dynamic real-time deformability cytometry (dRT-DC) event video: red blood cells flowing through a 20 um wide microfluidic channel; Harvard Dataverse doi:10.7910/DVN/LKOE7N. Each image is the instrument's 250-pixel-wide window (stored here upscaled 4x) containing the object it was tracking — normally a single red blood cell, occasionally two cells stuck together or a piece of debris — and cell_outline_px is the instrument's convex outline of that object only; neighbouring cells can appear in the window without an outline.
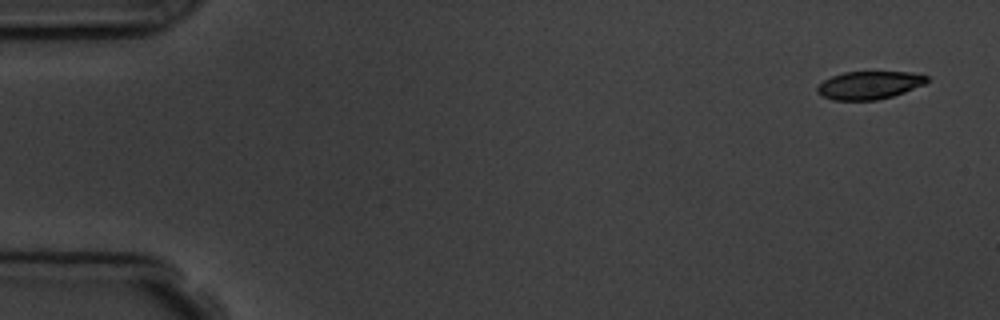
{"species": "common noctule bat (a hibernating species)", "species_latin": "Nyctalus noctula", "temperature_condition": "room temperature", "stored_images_in_passage": 11, "camera_frame_rate_fps": 3000, "um_per_image_px": 0.085, "animal": {"sex": "male", "body_mass_g": 19.5, "forearm_length_mm": 54.6}, "frame": {"image": 1, "passage_image": 1, "time_ms": 0.0, "image_size_px": [1000, 320], "cell_outline_px": [[928, 80], [924, 84], [904, 92], [892, 96], [876, 100], [832, 100], [816, 92], [816, 88], [824, 80], [832, 76], [844, 72], [908, 72], [928, 76]], "centroid_in_image_um": [73.87, 7.24], "position_along_channel_um": 11.1, "area_um2": 17.69}}
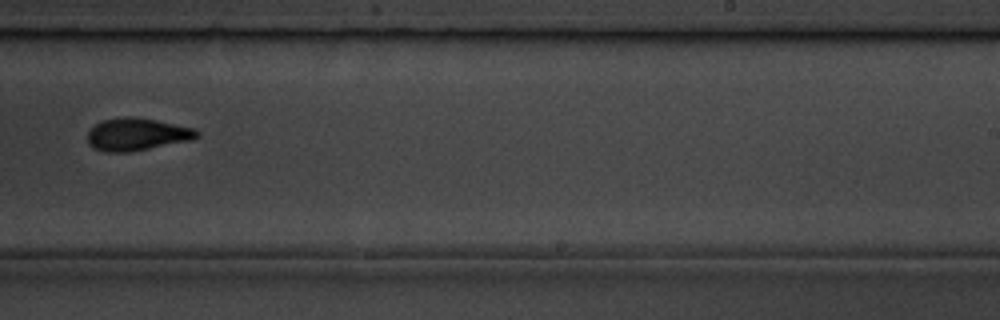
{"frame": {"image": 2, "passage_image": 10, "time_ms": 10.333, "image_size_px": [1000, 320], "cell_outline_px": [[200, 136], [192, 140], [132, 152], [104, 152], [92, 148], [88, 144], [88, 132], [96, 124], [104, 120], [124, 116], [132, 116], [156, 120], [196, 128], [200, 132]], "centroid_in_image_um": [11.67, 11.43], "position_along_channel_um": 277.3, "area_um2": 20.98}}
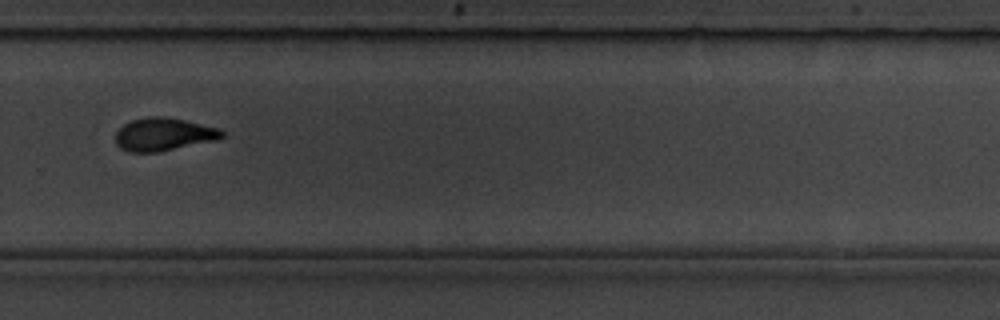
{"frame": {"image": 3, "passage_image": 11, "time_ms": 11.333, "image_size_px": [1000, 320], "cell_outline_px": [[224, 136], [216, 140], [156, 152], [128, 152], [120, 148], [116, 144], [116, 132], [124, 124], [132, 120], [152, 116], [164, 116], [184, 120], [220, 128], [224, 132]], "centroid_in_image_um": [13.9, 11.42], "position_along_channel_um": 315.9, "area_um2": 20.29}}